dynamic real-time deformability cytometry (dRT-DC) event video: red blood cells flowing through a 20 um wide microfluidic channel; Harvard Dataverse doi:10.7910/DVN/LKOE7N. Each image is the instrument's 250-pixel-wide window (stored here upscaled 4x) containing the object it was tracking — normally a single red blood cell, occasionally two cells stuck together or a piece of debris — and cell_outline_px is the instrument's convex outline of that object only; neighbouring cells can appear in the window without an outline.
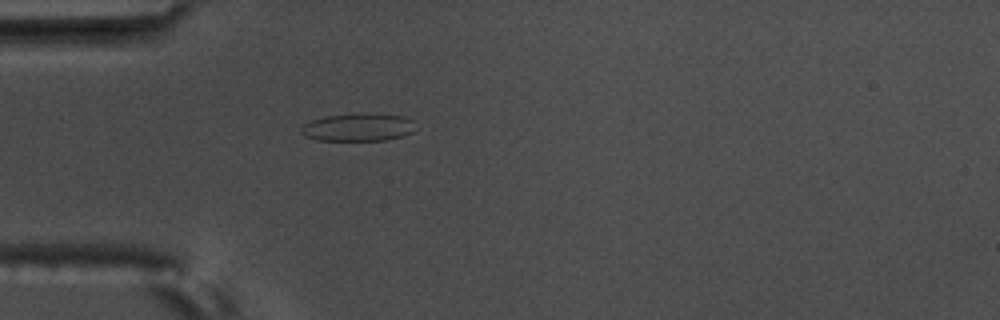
{"species": "common noctule bat (a hibernating species)", "species_latin": "Nyctalus noctula", "temperature_condition": "warm", "stored_images_in_passage": 5, "camera_frame_rate_fps": 3000, "um_per_image_px": 0.085, "animal": {"sex": "male", "body_mass_g": 17.5, "forearm_length_mm": 52.3}, "frame": {"image": 1, "passage_image": 5, "time_ms": 1.333, "image_size_px": [1000, 320], "cell_outline_px": [[412, 132], [400, 136], [384, 140], [316, 140], [304, 136], [300, 132], [300, 128], [304, 124], [312, 120], [324, 116], [404, 116], [412, 120]], "centroid_in_image_um": [30.34, 10.87], "position_along_channel_um": 54.7, "area_um2": 17.4}}